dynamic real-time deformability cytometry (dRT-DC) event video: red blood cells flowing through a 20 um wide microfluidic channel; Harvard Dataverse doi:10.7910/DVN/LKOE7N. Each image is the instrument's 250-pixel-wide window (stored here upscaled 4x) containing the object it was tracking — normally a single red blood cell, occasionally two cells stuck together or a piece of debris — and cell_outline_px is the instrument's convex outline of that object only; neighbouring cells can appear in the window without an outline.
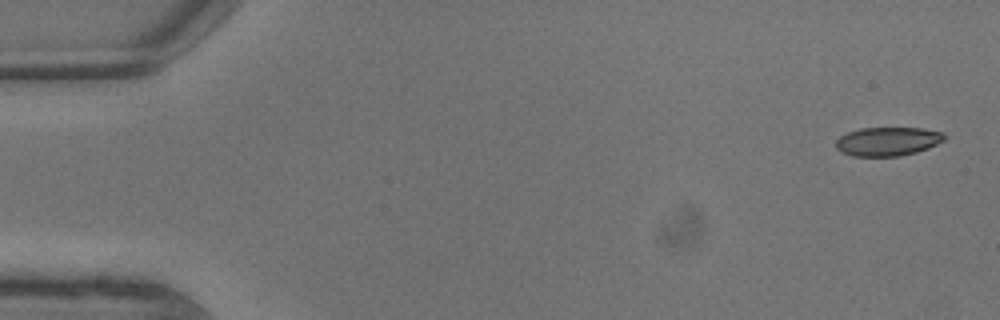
{"species": "common noctule bat (a hibernating species)", "species_latin": "Nyctalus noctula", "temperature_condition": "warm", "stored_images_in_passage": 6, "camera_frame_rate_fps": 3000, "um_per_image_px": 0.085, "animal": {"sex": "male", "body_mass_g": 13.3}, "frame": {"image": 1, "passage_image": 1, "time_ms": 0.0, "image_size_px": [1000, 320], "cell_outline_px": [[948, 136], [944, 140], [928, 148], [916, 152], [900, 156], [852, 156], [840, 152], [836, 148], [836, 140], [840, 136], [848, 132], [860, 128], [920, 128], [944, 132]], "centroid_in_image_um": [75.46, 12.02], "position_along_channel_um": 9.5, "area_um2": 18.32}}
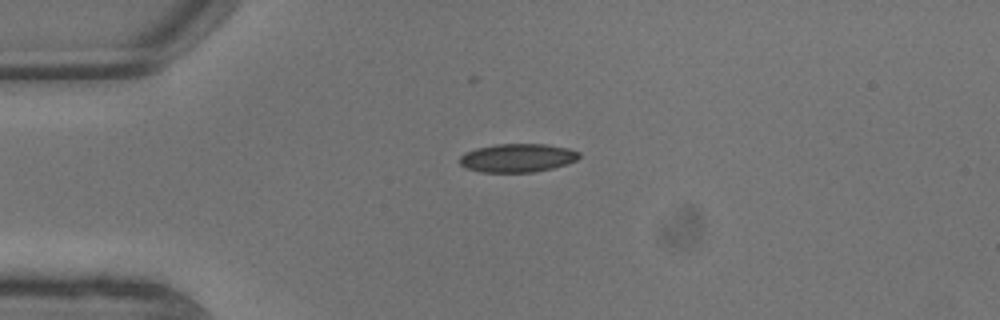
{"frame": {"image": 2, "passage_image": 5, "time_ms": 1.333, "image_size_px": [1000, 320], "cell_outline_px": [[580, 156], [576, 160], [568, 164], [552, 168], [532, 172], [480, 172], [464, 168], [460, 164], [460, 156], [464, 152], [476, 148], [496, 144], [548, 144], [568, 148], [580, 152]], "centroid_in_image_um": [43.97, 13.42], "position_along_channel_um": 41.0, "area_um2": 20.0}}